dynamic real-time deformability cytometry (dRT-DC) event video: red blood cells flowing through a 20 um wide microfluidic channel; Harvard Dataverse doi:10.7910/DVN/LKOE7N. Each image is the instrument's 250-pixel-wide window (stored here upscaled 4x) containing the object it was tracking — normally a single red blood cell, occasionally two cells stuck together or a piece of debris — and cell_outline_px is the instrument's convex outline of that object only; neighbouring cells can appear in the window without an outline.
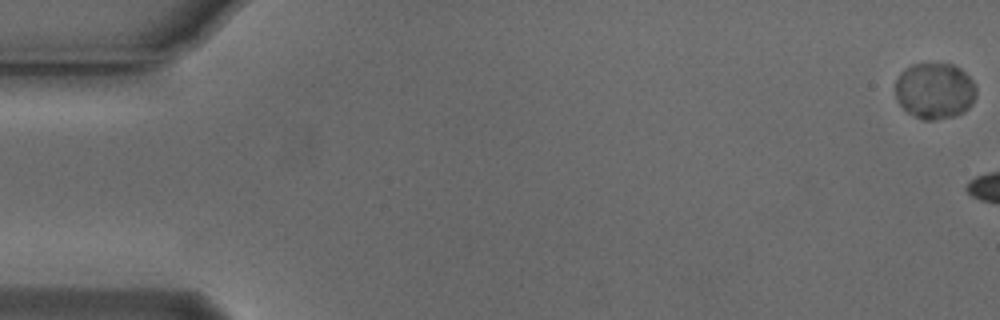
{"species": "Egyptian fruit bat (a non-hibernating species)", "species_latin": "Rousettus aegyptiacus", "temperature_condition": "cold", "stored_images_in_passage": 6, "camera_frame_rate_fps": 3000, "um_per_image_px": 0.085, "animal": {"sex": "male"}, "frame": {"image": 1, "passage_image": 1, "time_ms": 0.0, "image_size_px": [1000, 320], "cell_outline_px": [[976, 96], [972, 104], [964, 112], [956, 116], [932, 120], [924, 120], [908, 112], [896, 100], [896, 80], [900, 72], [904, 68], [912, 64], [952, 64], [960, 68], [972, 80], [976, 88]], "centroid_in_image_um": [79.45, 7.72], "position_along_channel_um": 5.5, "area_um2": 26.53}}